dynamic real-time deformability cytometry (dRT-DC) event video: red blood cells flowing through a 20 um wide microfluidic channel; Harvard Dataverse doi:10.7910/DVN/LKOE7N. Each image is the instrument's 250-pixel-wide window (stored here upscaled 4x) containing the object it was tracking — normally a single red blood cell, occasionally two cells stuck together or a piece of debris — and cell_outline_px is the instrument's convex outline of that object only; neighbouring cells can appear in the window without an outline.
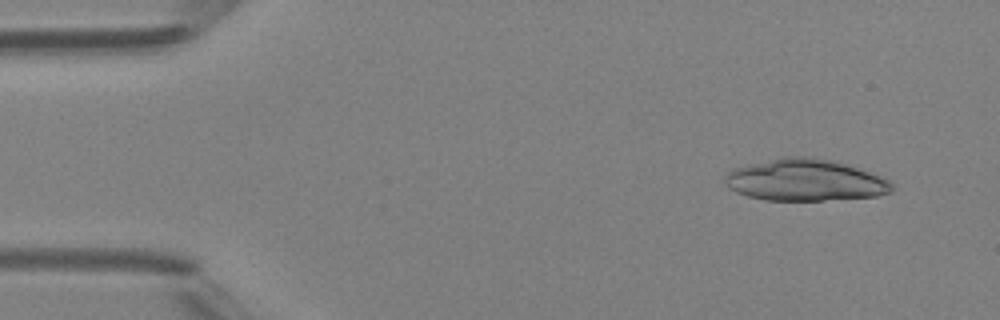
{"species": "Egyptian fruit bat (a non-hibernating species)", "species_latin": "Rousettus aegyptiacus", "temperature_condition": "room temperature", "stored_images_in_passage": 4, "camera_frame_rate_fps": 3000, "um_per_image_px": 0.085, "animal": {"sex": "female"}, "frame": {"image": 1, "passage_image": 1, "time_ms": 0.0, "image_size_px": [1000, 320], "cell_outline_px": [[892, 192], [876, 196], [824, 200], [764, 200], [748, 196], [736, 192], [728, 188], [724, 184], [724, 176], [732, 168], [784, 156], [808, 156], [836, 160], [848, 164], [880, 176], [888, 180], [892, 184]], "centroid_in_image_um": [68.4, 15.3], "position_along_channel_um": 16.6, "area_um2": 40.86}}